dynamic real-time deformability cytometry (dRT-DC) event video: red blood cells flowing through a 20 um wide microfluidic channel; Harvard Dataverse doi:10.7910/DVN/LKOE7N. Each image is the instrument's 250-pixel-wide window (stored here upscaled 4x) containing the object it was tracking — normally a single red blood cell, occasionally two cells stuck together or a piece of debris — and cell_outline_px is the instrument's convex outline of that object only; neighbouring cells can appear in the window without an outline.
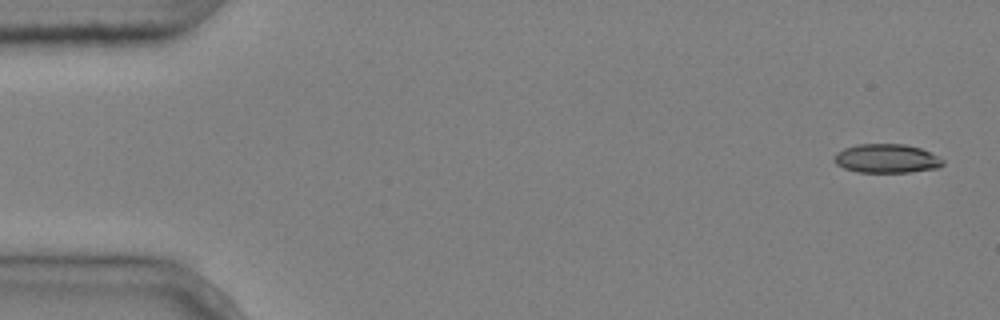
{"species": "common noctule bat (a hibernating species)", "species_latin": "Nyctalus noctula", "temperature_condition": "cold", "stored_images_in_passage": 5, "segment_of_instrument_passage": [2, 2], "camera_frame_rate_fps": 3000, "um_per_image_px": 0.085, "animal": {"sex": "male", "body_mass_g": 20.4}, "frame": {"image": 1, "passage_image": 5, "time_ms": 1.333, "image_size_px": [1000, 320], "cell_outline_px": [[944, 164], [940, 168], [912, 172], [856, 172], [844, 168], [836, 164], [832, 160], [832, 156], [836, 152], [844, 148], [856, 144], [904, 144], [920, 148], [944, 160]], "centroid_in_image_um": [75.32, 13.48], "position_along_channel_um": 9.7, "area_um2": 18.5}}